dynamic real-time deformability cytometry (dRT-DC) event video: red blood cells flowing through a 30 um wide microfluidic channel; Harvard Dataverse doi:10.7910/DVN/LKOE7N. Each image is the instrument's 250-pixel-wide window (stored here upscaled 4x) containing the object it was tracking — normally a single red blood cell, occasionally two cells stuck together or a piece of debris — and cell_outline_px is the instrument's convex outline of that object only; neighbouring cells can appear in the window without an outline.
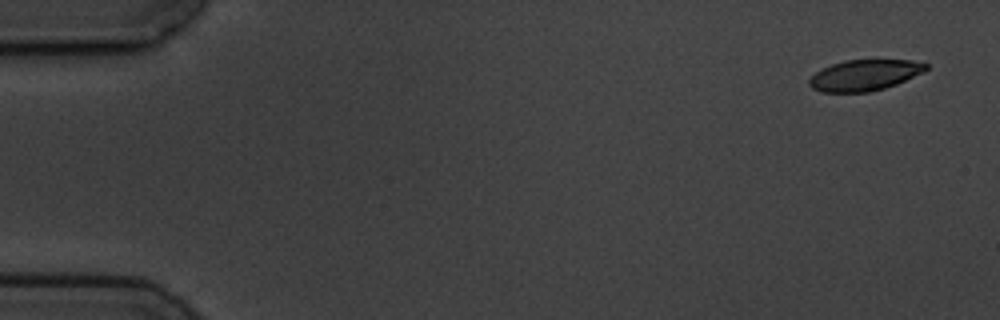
{"species": "common noctule bat (a hibernating species)", "species_latin": "Nyctalus noctula", "temperature_condition": "cold", "stored_images_in_passage": 5, "camera_frame_rate_fps": 3000, "um_per_image_px": 0.085, "animal": {"sex": "male", "body_mass_g": 19.5, "forearm_length_mm": 54.6}, "frame": {"image": 1, "passage_image": 1, "time_ms": 0.0, "image_size_px": [1000, 320], "cell_outline_px": [[928, 68], [924, 72], [896, 84], [872, 92], [820, 92], [812, 88], [808, 84], [808, 80], [816, 72], [832, 64], [844, 60], [912, 60], [928, 64]], "centroid_in_image_um": [73.49, 6.39], "position_along_channel_um": 11.5, "area_um2": 21.04}}
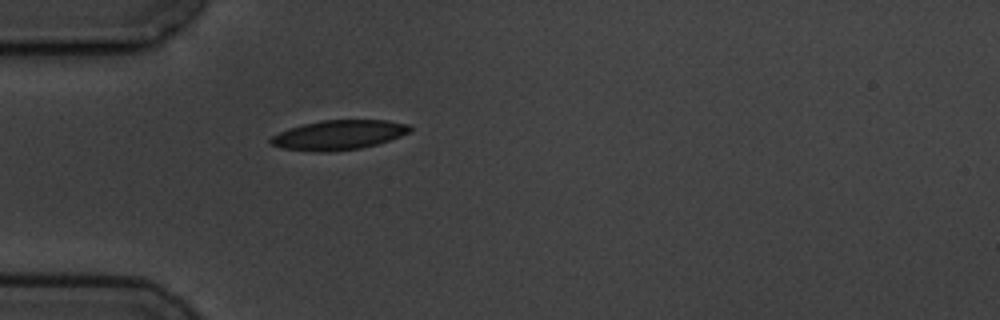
{"frame": {"image": 2, "passage_image": 5, "time_ms": 4.667, "image_size_px": [1000, 320], "cell_outline_px": [[412, 128], [408, 132], [400, 136], [376, 144], [360, 148], [328, 152], [316, 152], [284, 148], [272, 144], [268, 140], [272, 136], [280, 132], [304, 124], [324, 120], [388, 120], [408, 124]], "centroid_in_image_um": [28.8, 11.47], "position_along_channel_um": 56.2, "area_um2": 23.64}}